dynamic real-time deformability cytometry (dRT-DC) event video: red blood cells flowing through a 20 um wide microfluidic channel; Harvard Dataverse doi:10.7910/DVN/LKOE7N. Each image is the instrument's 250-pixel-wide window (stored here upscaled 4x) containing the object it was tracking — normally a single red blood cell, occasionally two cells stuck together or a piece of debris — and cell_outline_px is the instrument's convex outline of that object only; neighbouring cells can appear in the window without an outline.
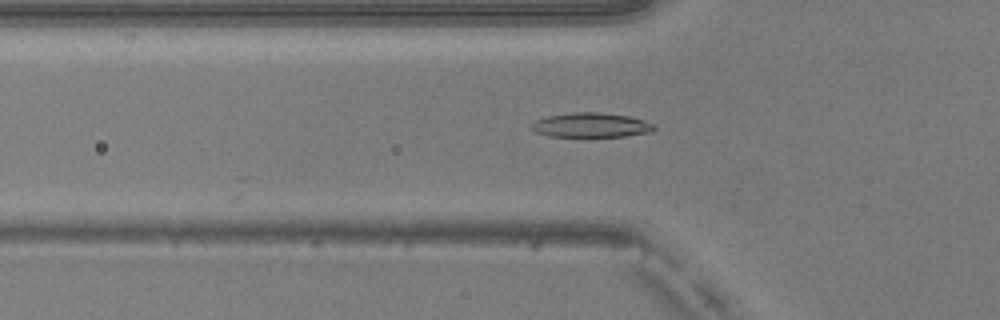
{"species": "common noctule bat (a hibernating species)", "species_latin": "Nyctalus noctula", "temperature_condition": "warm", "stored_images_in_passage": 13, "camera_frame_rate_fps": 3000, "um_per_image_px": 0.085, "animal": {"sex": "male", "body_mass_g": 20.5, "forearm_length_mm": 52.5}, "frame": {"image": 1, "passage_image": 4, "time_ms": 1.0, "image_size_px": [1000, 320], "cell_outline_px": [[656, 128], [652, 132], [624, 136], [548, 136], [536, 132], [528, 128], [528, 124], [536, 120], [548, 116], [572, 112], [600, 112], [628, 116], [644, 120], [652, 124]], "centroid_in_image_um": [50.19, 10.63], "position_along_channel_um": 75.6, "area_um2": 17.57}}
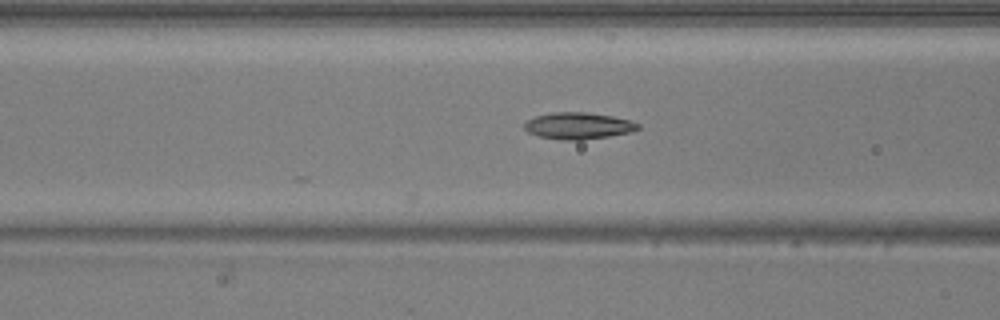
{"frame": {"image": 2, "passage_image": 7, "time_ms": 2.0, "image_size_px": [1000, 320], "cell_outline_px": [[640, 128], [628, 132], [608, 136], [580, 140], [560, 140], [540, 136], [528, 132], [524, 128], [524, 124], [528, 120], [536, 116], [552, 112], [584, 112], [612, 116], [628, 120], [640, 124]], "centroid_in_image_um": [49.13, 10.69], "position_along_channel_um": 117.5, "area_um2": 17.4}}
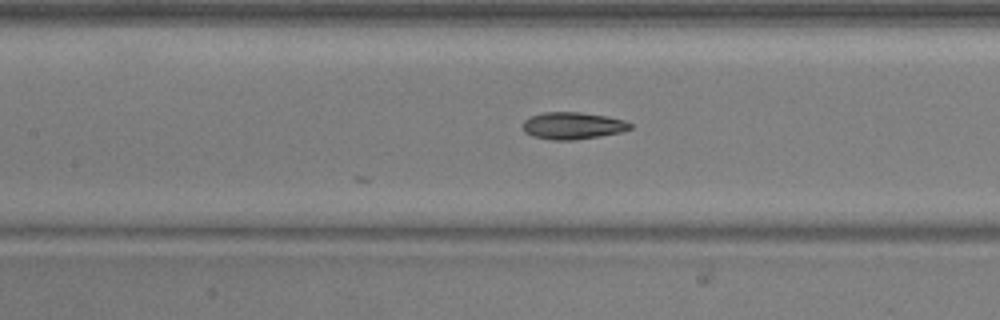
{"frame": {"image": 3, "passage_image": 10, "time_ms": 3.0, "image_size_px": [1000, 320], "cell_outline_px": [[632, 128], [620, 132], [600, 136], [572, 140], [552, 140], [532, 136], [524, 132], [524, 120], [532, 116], [544, 112], [580, 112], [604, 116], [624, 120], [632, 124]], "centroid_in_image_um": [48.68, 10.69], "position_along_channel_um": 158.7, "area_um2": 16.76}}